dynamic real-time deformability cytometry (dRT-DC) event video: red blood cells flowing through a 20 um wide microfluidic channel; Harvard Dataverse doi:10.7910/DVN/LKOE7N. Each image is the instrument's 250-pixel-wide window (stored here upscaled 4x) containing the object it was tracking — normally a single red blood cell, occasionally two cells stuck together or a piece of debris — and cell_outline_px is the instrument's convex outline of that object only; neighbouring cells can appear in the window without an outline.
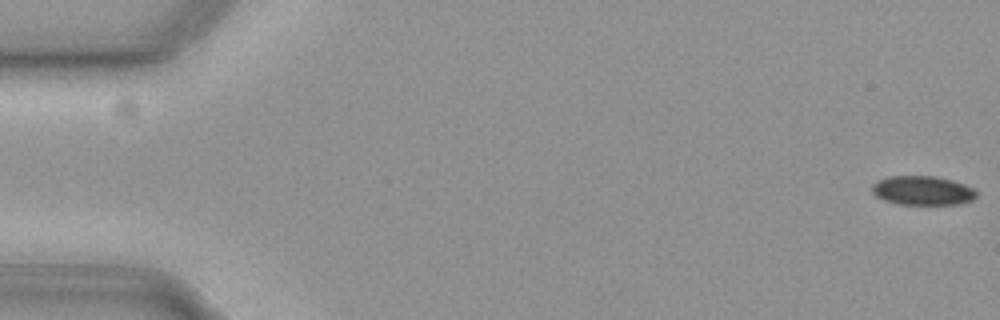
{"species": "common noctule bat (a hibernating species)", "species_latin": "Nyctalus noctula", "temperature_condition": "cold", "stored_images_in_passage": 57, "camera_frame_rate_fps": 3000, "um_per_image_px": 0.085, "animal": {"sex": "female", "body_mass_g": 19.3, "forearm_length_mm": 54.1}, "frame": {"image": 1, "passage_image": 1, "time_ms": 0.0, "image_size_px": [1000, 320], "cell_outline_px": [[976, 196], [972, 200], [960, 204], [900, 204], [884, 200], [876, 196], [872, 192], [872, 184], [888, 176], [932, 176], [952, 180], [964, 184], [972, 188], [976, 192]], "centroid_in_image_um": [78.41, 16.19], "position_along_channel_um": 6.6, "area_um2": 17.57}}
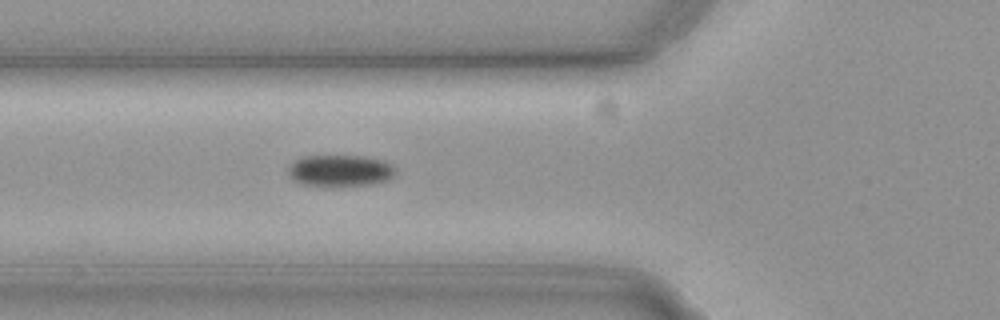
{"frame": {"image": 2, "passage_image": 21, "time_ms": 6.667, "image_size_px": [1000, 320], "cell_outline_px": [[396, 176], [388, 180], [372, 184], [332, 188], [324, 188], [300, 184], [292, 180], [288, 176], [288, 168], [296, 160], [304, 156], [364, 156], [384, 160], [392, 164], [396, 172]], "centroid_in_image_um": [28.91, 14.55], "position_along_channel_um": 96.9, "area_um2": 20.58}}
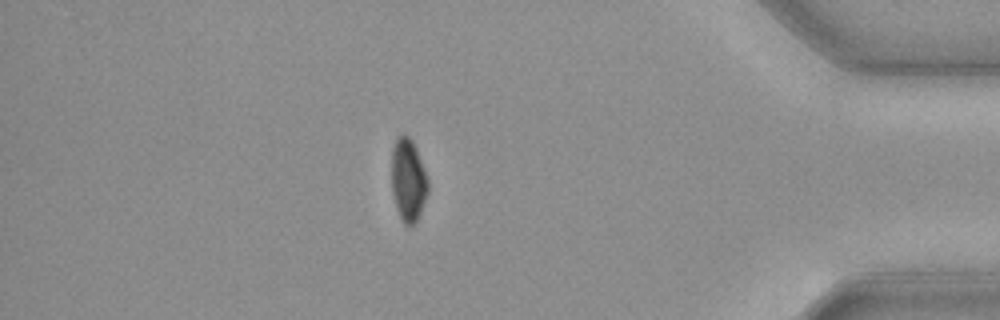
{"frame": {"image": 3, "passage_image": 49, "time_ms": 16.0, "image_size_px": [1000, 320], "cell_outline_px": [[428, 192], [420, 212], [416, 220], [412, 224], [404, 224], [396, 208], [392, 192], [392, 148], [396, 140], [404, 132], [412, 140], [416, 148], [428, 180]], "centroid_in_image_um": [34.69, 15.27], "position_along_channel_um": 400.5, "area_um2": 17.28}, "authors_computed_cell_mechanics": {"area_um2": 19.1896, "velocity_mm_per_s": 3.7067, "shape_relaxation_time_tau1_ms": 2.2589, "shape_relaxation_time_tau2_ms": null, "deformation_change_tau1": 0.074, "deformation_change_tau2": null}}